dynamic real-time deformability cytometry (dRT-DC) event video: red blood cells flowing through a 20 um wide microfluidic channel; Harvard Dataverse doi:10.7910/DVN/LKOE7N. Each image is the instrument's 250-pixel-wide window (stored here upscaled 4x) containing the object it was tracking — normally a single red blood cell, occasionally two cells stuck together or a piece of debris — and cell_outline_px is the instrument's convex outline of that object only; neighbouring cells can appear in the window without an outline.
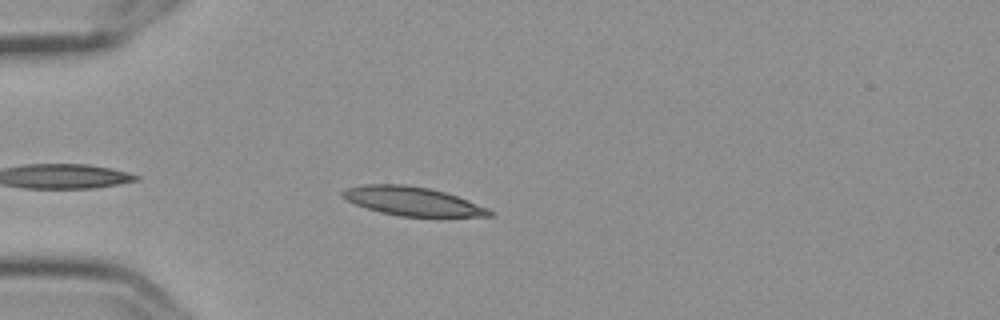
{"species": "Egyptian fruit bat (a non-hibernating species)", "species_latin": "Rousettus aegyptiacus", "temperature_condition": "cold", "stored_images_in_passage": 5, "camera_frame_rate_fps": 3000, "um_per_image_px": 0.085, "frame": {"image": 1, "passage_image": 5, "time_ms": 1.333, "image_size_px": [1000, 320], "cell_outline_px": [[496, 212], [492, 216], [400, 216], [380, 212], [356, 204], [340, 196], [340, 192], [344, 188], [364, 184], [404, 184], [428, 188], [444, 192], [456, 196], [488, 208]], "centroid_in_image_um": [35.03, 17.09], "position_along_channel_um": 50.0, "area_um2": 24.45}}